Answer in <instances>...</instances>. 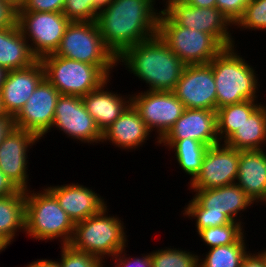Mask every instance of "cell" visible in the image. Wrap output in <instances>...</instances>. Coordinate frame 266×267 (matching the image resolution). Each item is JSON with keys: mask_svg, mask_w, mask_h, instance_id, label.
<instances>
[{"mask_svg": "<svg viewBox=\"0 0 266 267\" xmlns=\"http://www.w3.org/2000/svg\"><path fill=\"white\" fill-rule=\"evenodd\" d=\"M250 0H216V8L235 25L243 16Z\"/></svg>", "mask_w": 266, "mask_h": 267, "instance_id": "e575fe53", "label": "cell"}, {"mask_svg": "<svg viewBox=\"0 0 266 267\" xmlns=\"http://www.w3.org/2000/svg\"><path fill=\"white\" fill-rule=\"evenodd\" d=\"M151 131L131 104L104 132L102 140L109 141L122 150H136L149 139Z\"/></svg>", "mask_w": 266, "mask_h": 267, "instance_id": "44dd1931", "label": "cell"}, {"mask_svg": "<svg viewBox=\"0 0 266 267\" xmlns=\"http://www.w3.org/2000/svg\"><path fill=\"white\" fill-rule=\"evenodd\" d=\"M61 258L59 263L61 267H105L106 263L98 257L74 249L71 245L60 246Z\"/></svg>", "mask_w": 266, "mask_h": 267, "instance_id": "836d02e7", "label": "cell"}, {"mask_svg": "<svg viewBox=\"0 0 266 267\" xmlns=\"http://www.w3.org/2000/svg\"><path fill=\"white\" fill-rule=\"evenodd\" d=\"M44 78V66L40 59L26 68L8 71L0 90L6 113L15 117Z\"/></svg>", "mask_w": 266, "mask_h": 267, "instance_id": "ac0fdd59", "label": "cell"}, {"mask_svg": "<svg viewBox=\"0 0 266 267\" xmlns=\"http://www.w3.org/2000/svg\"><path fill=\"white\" fill-rule=\"evenodd\" d=\"M157 35L185 65L208 64L225 48L210 34L178 26L165 12L159 15Z\"/></svg>", "mask_w": 266, "mask_h": 267, "instance_id": "ba28073f", "label": "cell"}, {"mask_svg": "<svg viewBox=\"0 0 266 267\" xmlns=\"http://www.w3.org/2000/svg\"><path fill=\"white\" fill-rule=\"evenodd\" d=\"M39 140L34 133L15 127L0 144V170L20 190H29L27 154Z\"/></svg>", "mask_w": 266, "mask_h": 267, "instance_id": "e0dca14e", "label": "cell"}, {"mask_svg": "<svg viewBox=\"0 0 266 267\" xmlns=\"http://www.w3.org/2000/svg\"><path fill=\"white\" fill-rule=\"evenodd\" d=\"M240 30H266V0H250L243 16L234 25ZM245 28V29H244Z\"/></svg>", "mask_w": 266, "mask_h": 267, "instance_id": "1f68e13d", "label": "cell"}, {"mask_svg": "<svg viewBox=\"0 0 266 267\" xmlns=\"http://www.w3.org/2000/svg\"><path fill=\"white\" fill-rule=\"evenodd\" d=\"M42 190L25 191V234L35 240L60 238L61 245L70 244L75 224L56 198L46 188Z\"/></svg>", "mask_w": 266, "mask_h": 267, "instance_id": "5b68a950", "label": "cell"}, {"mask_svg": "<svg viewBox=\"0 0 266 267\" xmlns=\"http://www.w3.org/2000/svg\"><path fill=\"white\" fill-rule=\"evenodd\" d=\"M107 207L105 205L97 214L75 223L69 244L74 249L92 254L104 262L105 257H114L128 245L124 222L117 215L108 216Z\"/></svg>", "mask_w": 266, "mask_h": 267, "instance_id": "8992f818", "label": "cell"}, {"mask_svg": "<svg viewBox=\"0 0 266 267\" xmlns=\"http://www.w3.org/2000/svg\"><path fill=\"white\" fill-rule=\"evenodd\" d=\"M262 254V256L265 258L266 260V250L264 249L263 251L260 252Z\"/></svg>", "mask_w": 266, "mask_h": 267, "instance_id": "f907efd6", "label": "cell"}, {"mask_svg": "<svg viewBox=\"0 0 266 267\" xmlns=\"http://www.w3.org/2000/svg\"><path fill=\"white\" fill-rule=\"evenodd\" d=\"M12 2L17 8L21 7L26 0H8Z\"/></svg>", "mask_w": 266, "mask_h": 267, "instance_id": "7dc6e473", "label": "cell"}, {"mask_svg": "<svg viewBox=\"0 0 266 267\" xmlns=\"http://www.w3.org/2000/svg\"><path fill=\"white\" fill-rule=\"evenodd\" d=\"M58 201L73 223L97 214L105 205V198L96 191L78 183L47 186L46 188Z\"/></svg>", "mask_w": 266, "mask_h": 267, "instance_id": "ffe728a7", "label": "cell"}, {"mask_svg": "<svg viewBox=\"0 0 266 267\" xmlns=\"http://www.w3.org/2000/svg\"><path fill=\"white\" fill-rule=\"evenodd\" d=\"M25 231V191L0 197V236L9 244L17 232Z\"/></svg>", "mask_w": 266, "mask_h": 267, "instance_id": "484cf974", "label": "cell"}, {"mask_svg": "<svg viewBox=\"0 0 266 267\" xmlns=\"http://www.w3.org/2000/svg\"><path fill=\"white\" fill-rule=\"evenodd\" d=\"M55 55L98 66L109 78L117 58L103 43L96 21H71Z\"/></svg>", "mask_w": 266, "mask_h": 267, "instance_id": "52a82bcc", "label": "cell"}, {"mask_svg": "<svg viewBox=\"0 0 266 267\" xmlns=\"http://www.w3.org/2000/svg\"><path fill=\"white\" fill-rule=\"evenodd\" d=\"M124 247L114 257H111L114 261L112 267H152L151 253L142 254L141 257L126 256L127 251ZM126 252V253H125Z\"/></svg>", "mask_w": 266, "mask_h": 267, "instance_id": "8d00e7d4", "label": "cell"}, {"mask_svg": "<svg viewBox=\"0 0 266 267\" xmlns=\"http://www.w3.org/2000/svg\"><path fill=\"white\" fill-rule=\"evenodd\" d=\"M119 63L148 84L147 91H173L186 67L158 35L128 47Z\"/></svg>", "mask_w": 266, "mask_h": 267, "instance_id": "7a4b0ae2", "label": "cell"}, {"mask_svg": "<svg viewBox=\"0 0 266 267\" xmlns=\"http://www.w3.org/2000/svg\"><path fill=\"white\" fill-rule=\"evenodd\" d=\"M266 150L240 151L236 184L254 202L266 203Z\"/></svg>", "mask_w": 266, "mask_h": 267, "instance_id": "603a6c76", "label": "cell"}, {"mask_svg": "<svg viewBox=\"0 0 266 267\" xmlns=\"http://www.w3.org/2000/svg\"><path fill=\"white\" fill-rule=\"evenodd\" d=\"M110 79L96 90L81 97L87 112L93 117L101 132H104L131 105V95L125 97L117 92L108 91L107 84L110 83Z\"/></svg>", "mask_w": 266, "mask_h": 267, "instance_id": "7402d4cb", "label": "cell"}, {"mask_svg": "<svg viewBox=\"0 0 266 267\" xmlns=\"http://www.w3.org/2000/svg\"><path fill=\"white\" fill-rule=\"evenodd\" d=\"M51 128H57L81 143L100 144L102 140V132L79 96L60 95Z\"/></svg>", "mask_w": 266, "mask_h": 267, "instance_id": "4fadbf2b", "label": "cell"}, {"mask_svg": "<svg viewBox=\"0 0 266 267\" xmlns=\"http://www.w3.org/2000/svg\"><path fill=\"white\" fill-rule=\"evenodd\" d=\"M6 111L3 107V103H2V97H1V94H0V117L3 116V115H6Z\"/></svg>", "mask_w": 266, "mask_h": 267, "instance_id": "681fc988", "label": "cell"}, {"mask_svg": "<svg viewBox=\"0 0 266 267\" xmlns=\"http://www.w3.org/2000/svg\"><path fill=\"white\" fill-rule=\"evenodd\" d=\"M8 74V70L2 66H0V90H1V87L6 79V76Z\"/></svg>", "mask_w": 266, "mask_h": 267, "instance_id": "f6af8a7d", "label": "cell"}, {"mask_svg": "<svg viewBox=\"0 0 266 267\" xmlns=\"http://www.w3.org/2000/svg\"><path fill=\"white\" fill-rule=\"evenodd\" d=\"M18 190L12 181L0 170V197L10 196Z\"/></svg>", "mask_w": 266, "mask_h": 267, "instance_id": "60d3db41", "label": "cell"}, {"mask_svg": "<svg viewBox=\"0 0 266 267\" xmlns=\"http://www.w3.org/2000/svg\"><path fill=\"white\" fill-rule=\"evenodd\" d=\"M235 48L237 45L224 48L209 62L215 80L217 109L246 100H257L259 96L256 69Z\"/></svg>", "mask_w": 266, "mask_h": 267, "instance_id": "277c9868", "label": "cell"}, {"mask_svg": "<svg viewBox=\"0 0 266 267\" xmlns=\"http://www.w3.org/2000/svg\"><path fill=\"white\" fill-rule=\"evenodd\" d=\"M151 0H112L98 12L103 43L118 58L128 47L157 35L161 11Z\"/></svg>", "mask_w": 266, "mask_h": 267, "instance_id": "6da1fadb", "label": "cell"}, {"mask_svg": "<svg viewBox=\"0 0 266 267\" xmlns=\"http://www.w3.org/2000/svg\"><path fill=\"white\" fill-rule=\"evenodd\" d=\"M18 8L8 0H0V29L17 24Z\"/></svg>", "mask_w": 266, "mask_h": 267, "instance_id": "74e56055", "label": "cell"}, {"mask_svg": "<svg viewBox=\"0 0 266 267\" xmlns=\"http://www.w3.org/2000/svg\"><path fill=\"white\" fill-rule=\"evenodd\" d=\"M97 4L102 8L108 5L112 0H96Z\"/></svg>", "mask_w": 266, "mask_h": 267, "instance_id": "c3c4849f", "label": "cell"}, {"mask_svg": "<svg viewBox=\"0 0 266 267\" xmlns=\"http://www.w3.org/2000/svg\"><path fill=\"white\" fill-rule=\"evenodd\" d=\"M254 253H250L249 251L248 254L243 258L240 267H266V260L260 251Z\"/></svg>", "mask_w": 266, "mask_h": 267, "instance_id": "ab89813d", "label": "cell"}, {"mask_svg": "<svg viewBox=\"0 0 266 267\" xmlns=\"http://www.w3.org/2000/svg\"><path fill=\"white\" fill-rule=\"evenodd\" d=\"M37 60L17 24L0 29V66L10 71L26 68Z\"/></svg>", "mask_w": 266, "mask_h": 267, "instance_id": "cb8c5ba5", "label": "cell"}, {"mask_svg": "<svg viewBox=\"0 0 266 267\" xmlns=\"http://www.w3.org/2000/svg\"><path fill=\"white\" fill-rule=\"evenodd\" d=\"M239 154L235 148L225 143L210 146L204 154L201 170L189 183L191 189H212L236 182Z\"/></svg>", "mask_w": 266, "mask_h": 267, "instance_id": "5bb4252c", "label": "cell"}, {"mask_svg": "<svg viewBox=\"0 0 266 267\" xmlns=\"http://www.w3.org/2000/svg\"><path fill=\"white\" fill-rule=\"evenodd\" d=\"M156 0H151V2L153 3V5H155L156 4V2H155ZM164 1V3H165V6H163L164 7V9H161V12H164L165 10H167L172 4H174V3H177V2H179V1H182V0H163Z\"/></svg>", "mask_w": 266, "mask_h": 267, "instance_id": "ee69618b", "label": "cell"}, {"mask_svg": "<svg viewBox=\"0 0 266 267\" xmlns=\"http://www.w3.org/2000/svg\"><path fill=\"white\" fill-rule=\"evenodd\" d=\"M10 244L0 236V252L4 251Z\"/></svg>", "mask_w": 266, "mask_h": 267, "instance_id": "bcb514c9", "label": "cell"}, {"mask_svg": "<svg viewBox=\"0 0 266 267\" xmlns=\"http://www.w3.org/2000/svg\"><path fill=\"white\" fill-rule=\"evenodd\" d=\"M191 191L195 193L193 199L184 207L182 213L183 217L196 220L197 233L202 229L226 225L233 221L243 223L237 218L238 213L241 215L255 203L236 183Z\"/></svg>", "mask_w": 266, "mask_h": 267, "instance_id": "3957f363", "label": "cell"}, {"mask_svg": "<svg viewBox=\"0 0 266 267\" xmlns=\"http://www.w3.org/2000/svg\"><path fill=\"white\" fill-rule=\"evenodd\" d=\"M70 22L62 12L17 11V25L38 59L55 53Z\"/></svg>", "mask_w": 266, "mask_h": 267, "instance_id": "30bf717a", "label": "cell"}, {"mask_svg": "<svg viewBox=\"0 0 266 267\" xmlns=\"http://www.w3.org/2000/svg\"><path fill=\"white\" fill-rule=\"evenodd\" d=\"M15 127L14 116L6 114L0 117V144Z\"/></svg>", "mask_w": 266, "mask_h": 267, "instance_id": "f35d334b", "label": "cell"}, {"mask_svg": "<svg viewBox=\"0 0 266 267\" xmlns=\"http://www.w3.org/2000/svg\"><path fill=\"white\" fill-rule=\"evenodd\" d=\"M65 0H26L18 11L62 12Z\"/></svg>", "mask_w": 266, "mask_h": 267, "instance_id": "d590c367", "label": "cell"}, {"mask_svg": "<svg viewBox=\"0 0 266 267\" xmlns=\"http://www.w3.org/2000/svg\"><path fill=\"white\" fill-rule=\"evenodd\" d=\"M178 26L195 29L214 36L225 48L235 46L229 28L234 25L216 7L189 6L183 0L164 11ZM230 26V27H229Z\"/></svg>", "mask_w": 266, "mask_h": 267, "instance_id": "7c38bea8", "label": "cell"}, {"mask_svg": "<svg viewBox=\"0 0 266 267\" xmlns=\"http://www.w3.org/2000/svg\"><path fill=\"white\" fill-rule=\"evenodd\" d=\"M189 6L199 7V8H214L216 7V0H183Z\"/></svg>", "mask_w": 266, "mask_h": 267, "instance_id": "7bdbcfd3", "label": "cell"}, {"mask_svg": "<svg viewBox=\"0 0 266 267\" xmlns=\"http://www.w3.org/2000/svg\"><path fill=\"white\" fill-rule=\"evenodd\" d=\"M60 95L59 91L44 78L14 117L15 126L34 133L41 140L51 131Z\"/></svg>", "mask_w": 266, "mask_h": 267, "instance_id": "2e32d148", "label": "cell"}, {"mask_svg": "<svg viewBox=\"0 0 266 267\" xmlns=\"http://www.w3.org/2000/svg\"><path fill=\"white\" fill-rule=\"evenodd\" d=\"M100 9L96 0H65L62 13L70 21H96Z\"/></svg>", "mask_w": 266, "mask_h": 267, "instance_id": "d6a6232c", "label": "cell"}, {"mask_svg": "<svg viewBox=\"0 0 266 267\" xmlns=\"http://www.w3.org/2000/svg\"><path fill=\"white\" fill-rule=\"evenodd\" d=\"M173 93L185 108L217 110L212 65H186Z\"/></svg>", "mask_w": 266, "mask_h": 267, "instance_id": "9a60e30c", "label": "cell"}, {"mask_svg": "<svg viewBox=\"0 0 266 267\" xmlns=\"http://www.w3.org/2000/svg\"><path fill=\"white\" fill-rule=\"evenodd\" d=\"M243 235L235 244L223 245L209 249L205 258H198V267H240L248 254Z\"/></svg>", "mask_w": 266, "mask_h": 267, "instance_id": "f1b7e54d", "label": "cell"}, {"mask_svg": "<svg viewBox=\"0 0 266 267\" xmlns=\"http://www.w3.org/2000/svg\"><path fill=\"white\" fill-rule=\"evenodd\" d=\"M25 267H61L59 261L51 259H37L27 264Z\"/></svg>", "mask_w": 266, "mask_h": 267, "instance_id": "b9f144b4", "label": "cell"}, {"mask_svg": "<svg viewBox=\"0 0 266 267\" xmlns=\"http://www.w3.org/2000/svg\"><path fill=\"white\" fill-rule=\"evenodd\" d=\"M186 138L199 141L208 147L219 144L216 110L185 108L180 118L160 140Z\"/></svg>", "mask_w": 266, "mask_h": 267, "instance_id": "d6986e66", "label": "cell"}, {"mask_svg": "<svg viewBox=\"0 0 266 267\" xmlns=\"http://www.w3.org/2000/svg\"><path fill=\"white\" fill-rule=\"evenodd\" d=\"M160 144H164L170 150L173 149L177 164L186 175L190 176L188 183H191L199 174L204 154L209 147L190 138L183 140H159L157 145Z\"/></svg>", "mask_w": 266, "mask_h": 267, "instance_id": "4316f807", "label": "cell"}, {"mask_svg": "<svg viewBox=\"0 0 266 267\" xmlns=\"http://www.w3.org/2000/svg\"><path fill=\"white\" fill-rule=\"evenodd\" d=\"M45 78L61 95L83 97L96 90L109 77L96 65L59 57L54 53L43 56Z\"/></svg>", "mask_w": 266, "mask_h": 267, "instance_id": "9c48e42d", "label": "cell"}, {"mask_svg": "<svg viewBox=\"0 0 266 267\" xmlns=\"http://www.w3.org/2000/svg\"><path fill=\"white\" fill-rule=\"evenodd\" d=\"M233 221L226 225L215 227H208L198 232L199 237L202 239L209 248H214L223 245L235 244L244 235V226Z\"/></svg>", "mask_w": 266, "mask_h": 267, "instance_id": "f546056e", "label": "cell"}, {"mask_svg": "<svg viewBox=\"0 0 266 267\" xmlns=\"http://www.w3.org/2000/svg\"><path fill=\"white\" fill-rule=\"evenodd\" d=\"M198 258V254L171 246L151 252L152 267H198Z\"/></svg>", "mask_w": 266, "mask_h": 267, "instance_id": "4dcf8cb0", "label": "cell"}, {"mask_svg": "<svg viewBox=\"0 0 266 267\" xmlns=\"http://www.w3.org/2000/svg\"><path fill=\"white\" fill-rule=\"evenodd\" d=\"M257 102V100H246L216 110L217 135L220 143H225L261 105V102Z\"/></svg>", "mask_w": 266, "mask_h": 267, "instance_id": "83f0119b", "label": "cell"}, {"mask_svg": "<svg viewBox=\"0 0 266 267\" xmlns=\"http://www.w3.org/2000/svg\"><path fill=\"white\" fill-rule=\"evenodd\" d=\"M225 144L238 151L264 149L266 146V105L261 104Z\"/></svg>", "mask_w": 266, "mask_h": 267, "instance_id": "d4e9b609", "label": "cell"}, {"mask_svg": "<svg viewBox=\"0 0 266 267\" xmlns=\"http://www.w3.org/2000/svg\"><path fill=\"white\" fill-rule=\"evenodd\" d=\"M131 104L148 129L151 132L156 130L155 143H159L185 110L173 91H141L131 95Z\"/></svg>", "mask_w": 266, "mask_h": 267, "instance_id": "8fae6325", "label": "cell"}]
</instances>
